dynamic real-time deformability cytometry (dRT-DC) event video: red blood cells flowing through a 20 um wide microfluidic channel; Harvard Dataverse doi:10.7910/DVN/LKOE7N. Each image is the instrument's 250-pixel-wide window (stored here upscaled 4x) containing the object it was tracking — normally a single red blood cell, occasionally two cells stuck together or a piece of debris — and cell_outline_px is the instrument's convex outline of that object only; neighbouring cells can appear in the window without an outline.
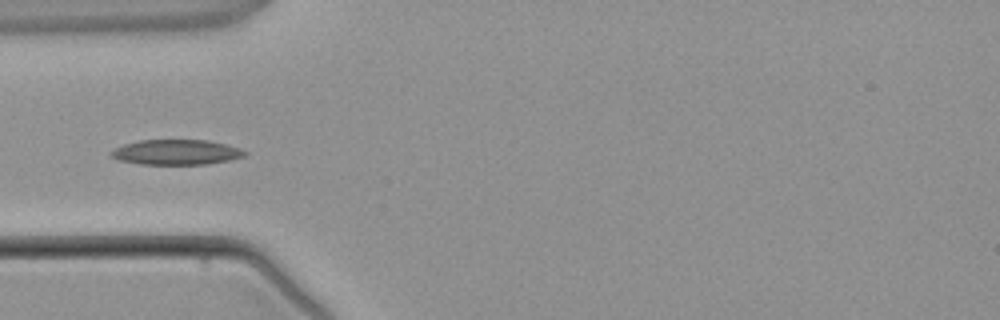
{"species": "common noctule bat (a hibernating species)", "species_latin": "Nyctalus noctula", "temperature_condition": "warm", "stored_images_in_passage": 3, "camera_frame_rate_fps": 3000, "um_per_image_px": 0.085, "animal": {"sex": "male", "body_mass_g": 21.5, "forearm_length_mm": 52.0}, "frame": {"image": 1, "passage_image": 3, "time_ms": 2.333, "image_size_px": [1000, 320], "cell_outline_px": [[248, 152], [244, 156], [228, 160], [208, 164], [140, 164], [116, 160], [108, 156], [108, 152], [124, 144], [140, 140], [208, 140], [240, 148]], "centroid_in_image_um": [14.93, 12.94], "position_along_channel_um": 70.1, "area_um2": 19.65}}